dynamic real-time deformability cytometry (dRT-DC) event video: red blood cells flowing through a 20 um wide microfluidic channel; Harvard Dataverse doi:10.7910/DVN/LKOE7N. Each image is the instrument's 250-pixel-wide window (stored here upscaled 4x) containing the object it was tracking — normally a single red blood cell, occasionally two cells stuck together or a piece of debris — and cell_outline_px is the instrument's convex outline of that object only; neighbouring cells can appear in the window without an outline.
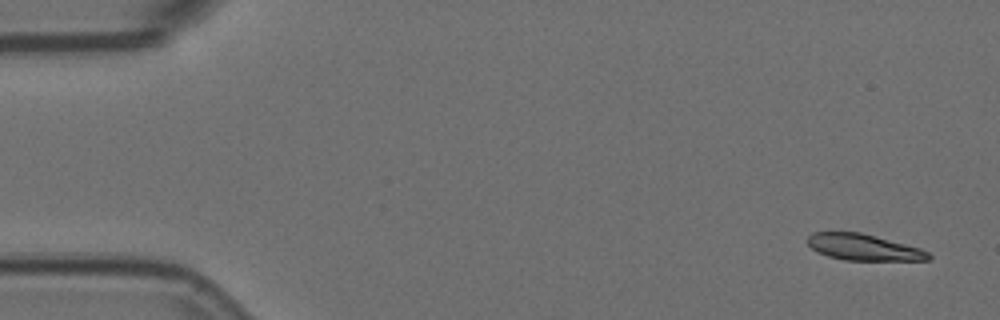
{"species": "Egyptian fruit bat (a non-hibernating species)", "species_latin": "Rousettus aegyptiacus", "temperature_condition": "room temperature", "stored_images_in_passage": 4, "camera_frame_rate_fps": 3000, "um_per_image_px": 0.085, "animal": {"sex": "female"}, "frame": {"image": 1, "passage_image": 1, "time_ms": 0.0, "image_size_px": [1000, 320], "cell_outline_px": [[932, 260], [844, 260], [828, 256], [812, 248], [808, 244], [808, 236], [812, 232], [860, 232], [920, 248], [928, 252], [932, 256]], "centroid_in_image_um": [73.42, 21.02], "position_along_channel_um": 11.6, "area_um2": 18.32}}
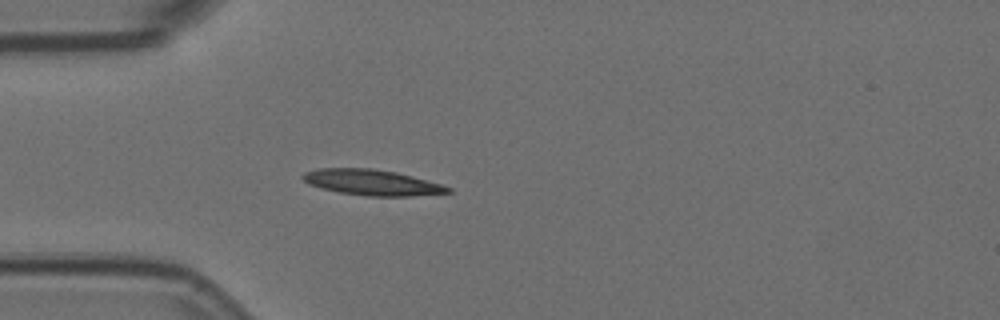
{"frame": {"image": 2, "passage_image": 4, "time_ms": 1.0, "image_size_px": [1000, 320], "cell_outline_px": [[452, 192], [412, 196], [364, 196], [340, 192], [320, 188], [308, 184], [300, 176], [304, 172], [316, 168], [372, 168], [396, 172], [412, 176], [440, 184], [452, 188]], "centroid_in_image_um": [31.57, 15.5], "position_along_channel_um": 53.4, "area_um2": 21.79}}